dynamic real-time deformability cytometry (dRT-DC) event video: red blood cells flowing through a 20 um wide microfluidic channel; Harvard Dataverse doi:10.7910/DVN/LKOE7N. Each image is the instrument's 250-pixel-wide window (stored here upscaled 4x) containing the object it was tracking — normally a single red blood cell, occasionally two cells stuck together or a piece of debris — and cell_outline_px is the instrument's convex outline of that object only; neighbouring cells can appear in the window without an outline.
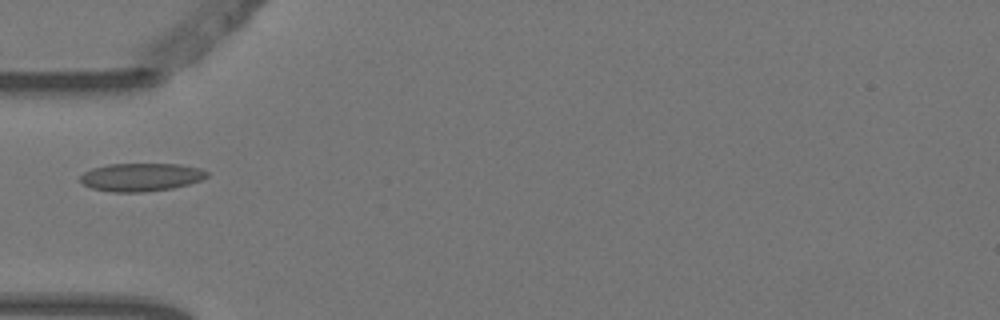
{"species": "Egyptian fruit bat (a non-hibernating species)", "species_latin": "Rousettus aegyptiacus", "temperature_condition": "warm", "stored_images_in_passage": 4, "camera_frame_rate_fps": 3000, "um_per_image_px": 0.085, "animal": {"sex": "female"}, "frame": {"image": 1, "passage_image": 3, "time_ms": 0.667, "image_size_px": [1000, 320], "cell_outline_px": [[208, 176], [200, 180], [188, 184], [172, 188], [140, 192], [112, 192], [92, 188], [84, 184], [80, 180], [80, 176], [84, 172], [92, 168], [108, 164], [180, 164], [200, 168], [208, 172]], "centroid_in_image_um": [11.98, 15.05], "position_along_channel_um": 73.0, "area_um2": 20.63}}
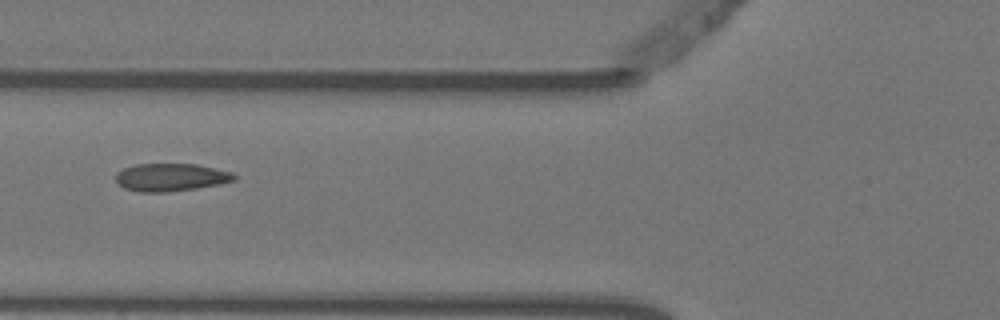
{"frame": {"image": 2, "passage_image": 4, "time_ms": 1.0, "image_size_px": [1000, 320], "cell_outline_px": [[236, 180], [196, 188], [164, 192], [140, 192], [124, 188], [116, 180], [116, 172], [124, 168], [136, 164], [196, 164], [232, 172], [236, 176]], "centroid_in_image_um": [14.5, 15.06], "position_along_channel_um": 111.3, "area_um2": 18.96}}